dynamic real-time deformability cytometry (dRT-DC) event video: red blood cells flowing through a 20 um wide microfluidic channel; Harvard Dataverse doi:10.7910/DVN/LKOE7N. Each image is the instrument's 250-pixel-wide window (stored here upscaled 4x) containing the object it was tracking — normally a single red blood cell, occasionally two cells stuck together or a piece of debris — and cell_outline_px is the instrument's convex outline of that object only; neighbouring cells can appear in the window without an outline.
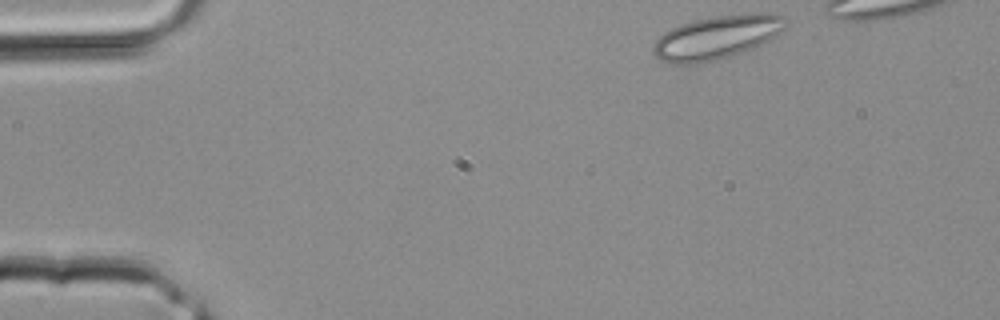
{"species": "common noctule bat (a hibernating species)", "species_latin": "Nyctalus noctula", "temperature_condition": "room temperature", "stored_images_in_passage": 3, "camera_frame_rate_fps": 3000, "um_per_image_px": 0.085, "animal": {"sex": "male", "body_mass_g": 20.4}, "frame": {"image": 1, "passage_image": 1, "time_ms": 0.0, "image_size_px": [1000, 320], "cell_outline_px": [[788, 20], [784, 28], [768, 40], [752, 48], [732, 56], [704, 64], [668, 64], [660, 60], [652, 52], [652, 44], [664, 32], [680, 24], [692, 20], [716, 16], [756, 12], [764, 12], [784, 16]], "centroid_in_image_um": [60.88, 3.19], "position_along_channel_um": 24.1, "area_um2": 33.99}}